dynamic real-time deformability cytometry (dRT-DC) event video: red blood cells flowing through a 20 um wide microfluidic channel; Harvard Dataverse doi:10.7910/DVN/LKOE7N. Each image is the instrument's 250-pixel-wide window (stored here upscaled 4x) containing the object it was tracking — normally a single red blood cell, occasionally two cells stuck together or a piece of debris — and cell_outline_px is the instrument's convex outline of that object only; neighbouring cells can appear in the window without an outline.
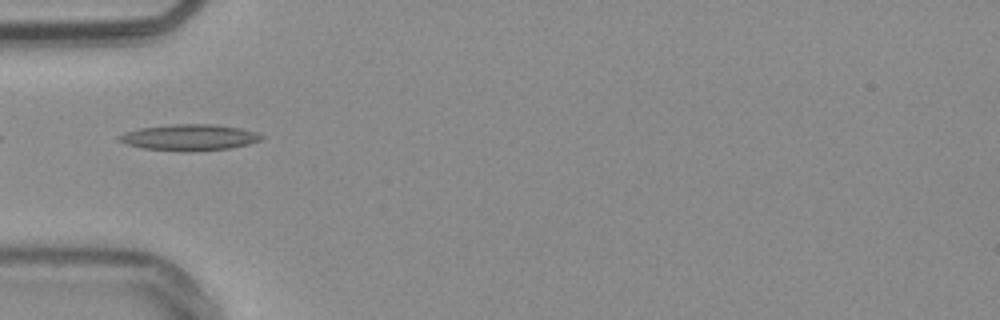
{"species": "common noctule bat (a hibernating species)", "species_latin": "Nyctalus noctula", "temperature_condition": "warm", "stored_images_in_passage": 10, "camera_frame_rate_fps": 3000, "um_per_image_px": 0.085, "animal": {"sex": "male", "body_mass_g": 20.4}, "frame": {"image": 1, "passage_image": 1, "time_ms": 0.0, "image_size_px": [1000, 320], "cell_outline_px": [[264, 136], [260, 140], [248, 144], [232, 148], [144, 148], [128, 144], [116, 140], [116, 136], [124, 132], [140, 128], [172, 124], [216, 124], [240, 128], [256, 132]], "centroid_in_image_um": [16.09, 11.61], "position_along_channel_um": 68.9, "area_um2": 20.52}}